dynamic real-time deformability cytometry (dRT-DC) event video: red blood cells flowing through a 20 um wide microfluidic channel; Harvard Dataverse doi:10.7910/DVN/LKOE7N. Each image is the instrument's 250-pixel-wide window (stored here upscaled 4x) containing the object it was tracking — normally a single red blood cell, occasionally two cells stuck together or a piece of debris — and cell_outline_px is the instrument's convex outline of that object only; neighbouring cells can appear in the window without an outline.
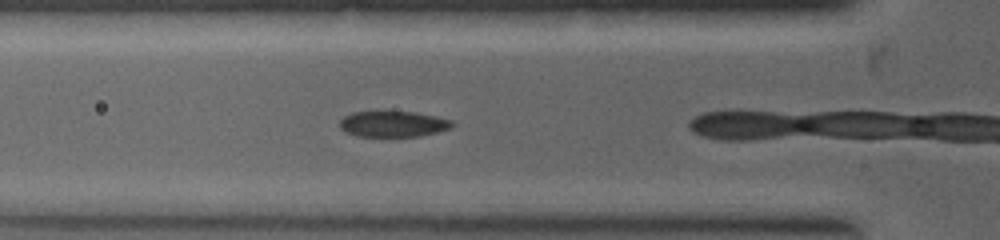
{"species": "common noctule bat (a hibernating species)", "species_latin": "Nyctalus noctula", "temperature_condition": "warm", "stored_images_in_passage": 8, "camera_frame_rate_fps": 5000, "um_per_image_px": 0.085, "animal": {"sex": "female", "body_mass_g": 19.0, "forearm_length_mm": 53.3}, "frame": {"image": 1, "passage_image": 4, "time_ms": 0.8, "image_size_px": [1000, 240], "cell_outline_px": [[456, 124], [452, 128], [436, 132], [416, 136], [356, 136], [340, 128], [340, 120], [344, 116], [352, 112], [376, 108], [416, 112], [436, 116], [452, 120]], "centroid_in_image_um": [33.39, 10.47], "position_along_channel_um": 92.4, "area_um2": 17.74}}
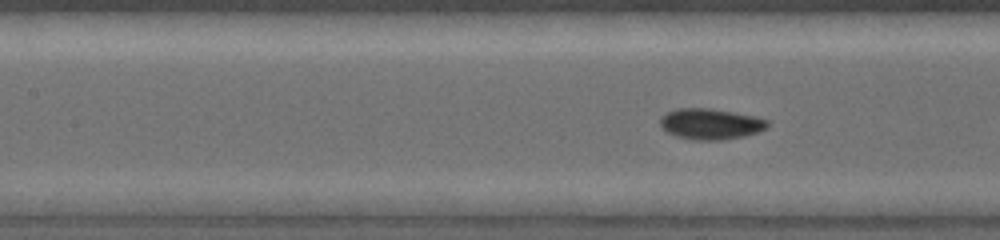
{"frame": {"image": 2, "passage_image": 8, "time_ms": 1.6, "image_size_px": [1000, 240], "cell_outline_px": [[768, 124], [764, 128], [756, 132], [740, 136], [720, 140], [692, 140], [676, 136], [668, 132], [660, 124], [660, 116], [676, 108], [708, 108], [756, 116], [768, 120]], "centroid_in_image_um": [60.35, 10.52], "position_along_channel_um": 147.0, "area_um2": 19.02}}